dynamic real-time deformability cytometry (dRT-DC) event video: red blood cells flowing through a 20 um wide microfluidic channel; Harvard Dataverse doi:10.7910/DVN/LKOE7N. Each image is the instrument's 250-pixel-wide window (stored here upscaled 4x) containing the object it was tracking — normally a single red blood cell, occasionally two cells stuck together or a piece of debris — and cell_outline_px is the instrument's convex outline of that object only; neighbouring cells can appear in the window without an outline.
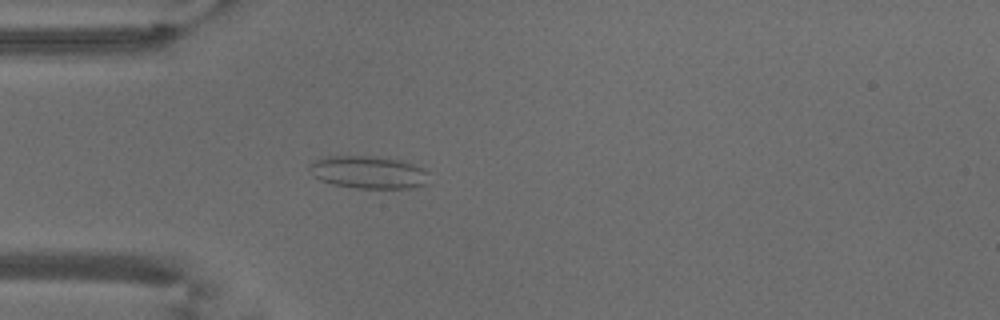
{"species": "common noctule bat (a hibernating species)", "species_latin": "Nyctalus noctula", "temperature_condition": "warm", "stored_images_in_passage": 45, "camera_frame_rate_fps": 3000, "um_per_image_px": 0.085, "animal": {"sex": "male", "body_mass_g": 18.8}, "frame": {"image": 1, "passage_image": 7, "time_ms": 2.0, "image_size_px": [1000, 320], "cell_outline_px": [[428, 184], [408, 188], [356, 188], [332, 184], [320, 180], [312, 176], [308, 168], [308, 164], [316, 160], [328, 156], [388, 156], [424, 168], [428, 172]], "centroid_in_image_um": [31.31, 14.63], "position_along_channel_um": 53.7, "area_um2": 23.06}}
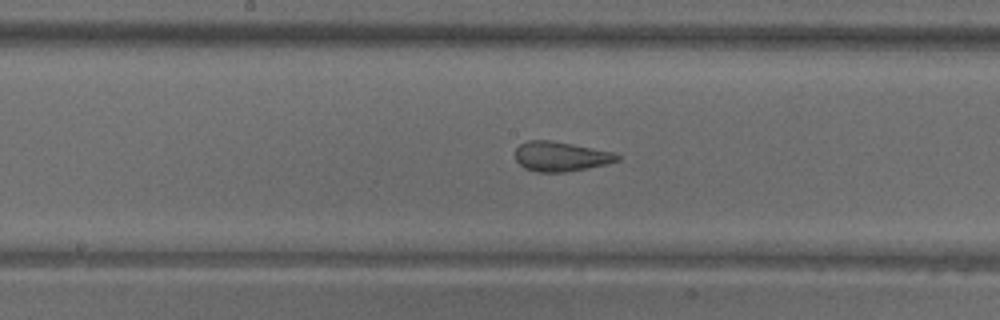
{"frame": {"image": 2, "passage_image": 19, "time_ms": 6.0, "image_size_px": [1000, 320], "cell_outline_px": [[620, 160], [588, 168], [564, 172], [536, 172], [524, 168], [516, 160], [516, 148], [520, 144], [528, 140], [552, 140], [616, 152], [620, 156]], "centroid_in_image_um": [47.67, 13.29], "position_along_channel_um": 200.5, "area_um2": 17.74}}
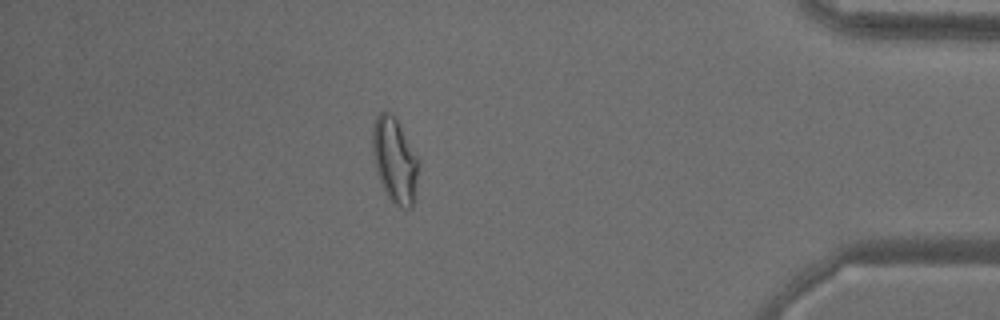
{"frame": {"image": 3, "passage_image": 38, "time_ms": 12.333, "image_size_px": [1000, 320], "cell_outline_px": [[420, 164], [412, 208], [404, 208], [396, 204], [388, 196], [380, 180], [376, 168], [372, 152], [372, 124], [376, 116], [380, 112], [388, 112], [396, 116], [420, 160]], "centroid_in_image_um": [33.57, 13.55], "position_along_channel_um": 401.6, "area_um2": 23.0}, "authors_computed_cell_mechanics": {"area_um2": 20.1722, "velocity_mm_per_s": 3.8163, "shape_relaxation_time_tau1_ms": null, "shape_relaxation_time_tau2_ms": 1.0781, "deformation_change_tau1": null, "deformation_change_tau2": 0.0823}}